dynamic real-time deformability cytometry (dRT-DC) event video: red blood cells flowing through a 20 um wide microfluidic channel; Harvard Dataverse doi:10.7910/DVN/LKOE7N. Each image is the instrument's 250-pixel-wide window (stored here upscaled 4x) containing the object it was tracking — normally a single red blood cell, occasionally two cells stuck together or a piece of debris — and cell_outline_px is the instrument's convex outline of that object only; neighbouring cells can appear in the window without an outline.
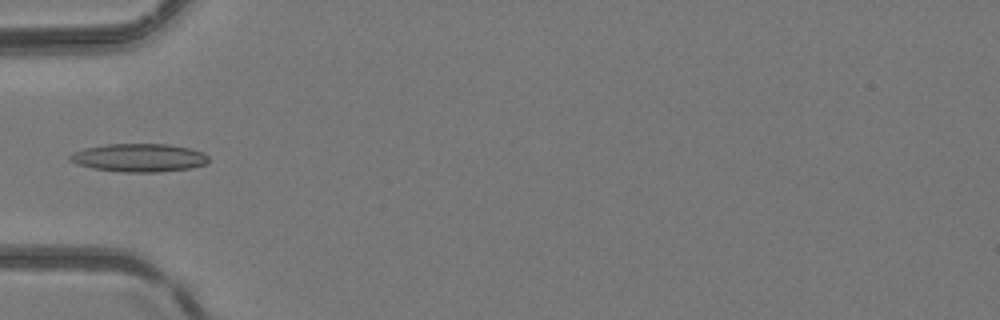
{"species": "common noctule bat (a hibernating species)", "species_latin": "Nyctalus noctula", "temperature_condition": "room temperature", "stored_images_in_passage": 5, "camera_frame_rate_fps": 3000, "um_per_image_px": 0.085, "animal": {"sex": "female", "body_mass_g": 24.6, "forearm_length_mm": 56.2}, "frame": {"image": 1, "passage_image": 5, "time_ms": 1.333, "image_size_px": [1000, 320], "cell_outline_px": [[208, 164], [192, 168], [156, 172], [124, 172], [92, 168], [68, 160], [68, 156], [84, 148], [108, 144], [168, 144], [188, 148], [204, 152], [208, 156]], "centroid_in_image_um": [11.86, 13.41], "position_along_channel_um": 73.1, "area_um2": 22.72}}